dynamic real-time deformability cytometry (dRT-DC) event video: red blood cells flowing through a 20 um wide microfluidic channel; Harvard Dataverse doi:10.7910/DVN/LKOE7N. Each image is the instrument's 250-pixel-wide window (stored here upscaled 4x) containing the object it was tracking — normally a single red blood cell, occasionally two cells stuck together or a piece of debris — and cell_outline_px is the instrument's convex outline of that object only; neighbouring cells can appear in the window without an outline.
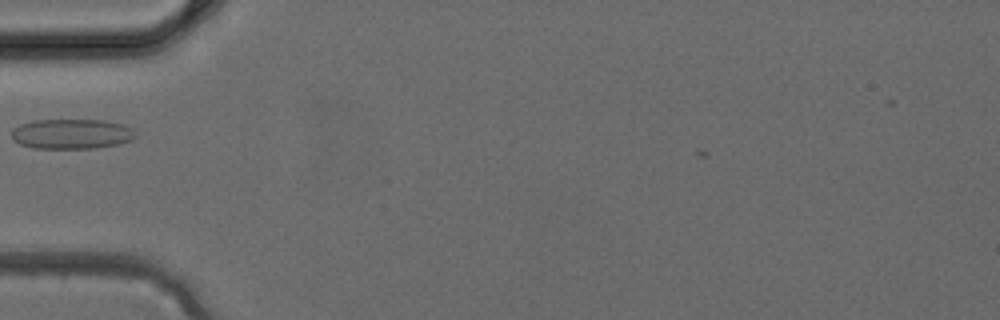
{"species": "common noctule bat (a hibernating species)", "species_latin": "Nyctalus noctula", "temperature_condition": "cold", "stored_images_in_passage": 2, "camera_frame_rate_fps": 3000, "um_per_image_px": 0.085, "animal": {"sex": "female", "body_mass_g": 24.6, "forearm_length_mm": 56.2}, "frame": {"image": 1, "passage_image": 2, "time_ms": 0.333, "image_size_px": [1000, 320], "cell_outline_px": [[136, 136], [132, 140], [120, 144], [96, 148], [32, 148], [20, 144], [12, 140], [12, 128], [20, 124], [32, 120], [104, 120], [124, 124], [132, 128], [136, 132]], "centroid_in_image_um": [6.1, 11.38], "position_along_channel_um": 78.9, "area_um2": 21.96}}